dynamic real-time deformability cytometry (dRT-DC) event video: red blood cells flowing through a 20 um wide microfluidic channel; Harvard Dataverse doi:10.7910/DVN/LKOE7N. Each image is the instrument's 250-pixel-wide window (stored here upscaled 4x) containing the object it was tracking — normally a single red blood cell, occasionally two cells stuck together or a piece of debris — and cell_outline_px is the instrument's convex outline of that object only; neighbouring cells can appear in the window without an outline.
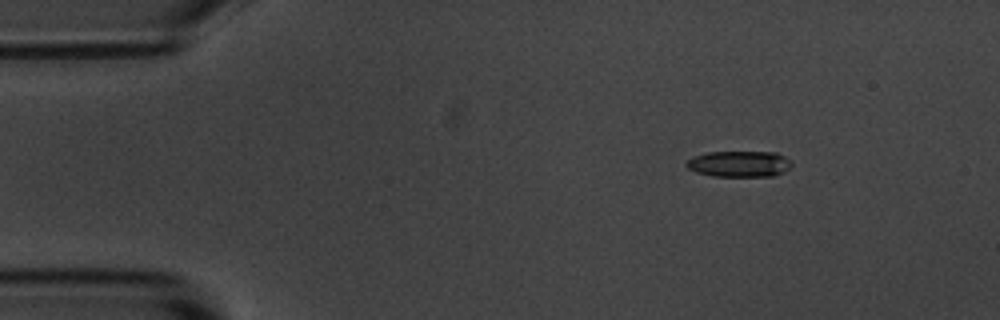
{"species": "common noctule bat (a hibernating species)", "species_latin": "Nyctalus noctula", "temperature_condition": "room temperature", "stored_images_in_passage": 6, "camera_frame_rate_fps": 3000, "um_per_image_px": 0.085, "animal": {"sex": "male", "body_mass_g": 20.1, "forearm_length_mm": 53.5}, "frame": {"image": 1, "passage_image": 1, "time_ms": 0.0, "image_size_px": [1000, 320], "cell_outline_px": [[792, 168], [784, 172], [772, 176], [712, 176], [696, 172], [688, 168], [684, 164], [692, 156], [708, 152], [776, 152], [792, 160]], "centroid_in_image_um": [62.86, 13.93], "position_along_channel_um": 22.1, "area_um2": 16.18}}
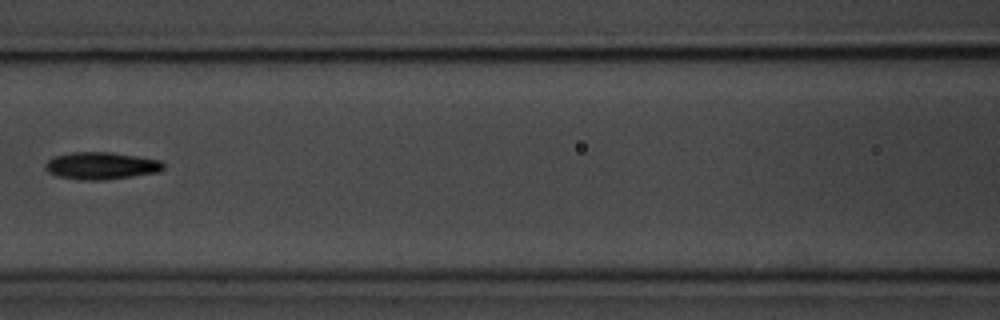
{"frame": {"image": 2, "passage_image": 5, "time_ms": 5.667, "image_size_px": [1000, 320], "cell_outline_px": [[164, 168], [160, 172], [104, 180], [80, 180], [56, 176], [48, 172], [44, 168], [44, 164], [48, 160], [56, 156], [72, 152], [112, 152], [160, 160], [164, 164]], "centroid_in_image_um": [8.59, 14.09], "position_along_channel_um": 158.0, "area_um2": 18.84}}
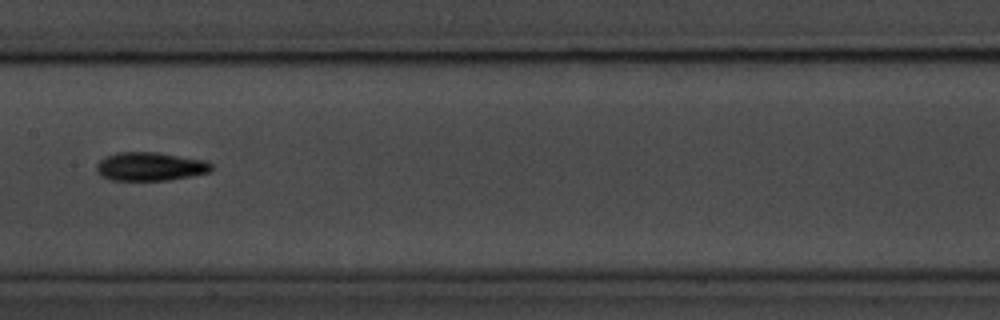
{"frame": {"image": 3, "passage_image": 6, "time_ms": 6.667, "image_size_px": [1000, 320], "cell_outline_px": [[212, 168], [208, 172], [192, 176], [168, 180], [112, 180], [100, 176], [96, 172], [96, 164], [104, 156], [116, 152], [156, 152], [208, 160], [212, 164]], "centroid_in_image_um": [12.74, 14.14], "position_along_channel_um": 194.7, "area_um2": 19.36}}